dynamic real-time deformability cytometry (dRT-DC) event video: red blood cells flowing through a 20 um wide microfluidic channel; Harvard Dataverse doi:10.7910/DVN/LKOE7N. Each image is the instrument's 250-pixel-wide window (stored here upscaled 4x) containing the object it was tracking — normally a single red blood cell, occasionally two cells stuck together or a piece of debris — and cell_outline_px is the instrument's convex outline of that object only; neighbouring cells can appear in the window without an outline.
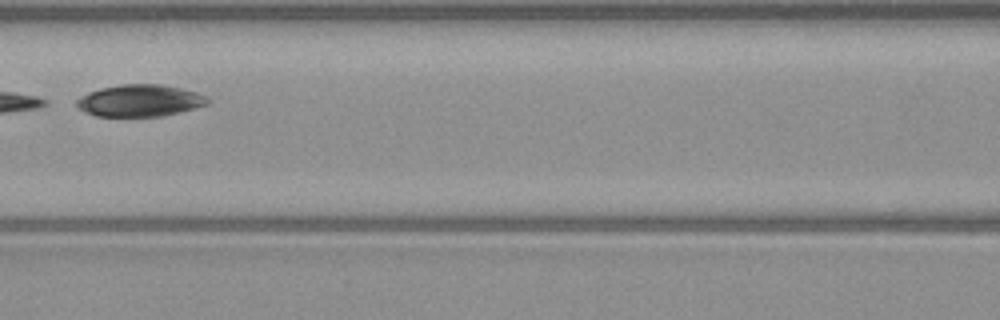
{"species": "common noctule bat (a hibernating species)", "species_latin": "Nyctalus noctula", "temperature_condition": "warm", "stored_images_in_passage": 4, "camera_frame_rate_fps": 3000, "um_per_image_px": 0.085, "animal": {"sex": "male", "body_mass_g": 23.1, "forearm_length_mm": 52.7}, "frame": {"image": 1, "passage_image": 4, "time_ms": 4.667, "image_size_px": [1000, 320], "cell_outline_px": [[212, 100], [208, 104], [180, 112], [164, 116], [96, 116], [84, 112], [76, 108], [76, 100], [100, 88], [120, 84], [164, 84], [196, 92]], "centroid_in_image_um": [11.9, 8.55], "position_along_channel_um": 154.7, "area_um2": 24.33}}